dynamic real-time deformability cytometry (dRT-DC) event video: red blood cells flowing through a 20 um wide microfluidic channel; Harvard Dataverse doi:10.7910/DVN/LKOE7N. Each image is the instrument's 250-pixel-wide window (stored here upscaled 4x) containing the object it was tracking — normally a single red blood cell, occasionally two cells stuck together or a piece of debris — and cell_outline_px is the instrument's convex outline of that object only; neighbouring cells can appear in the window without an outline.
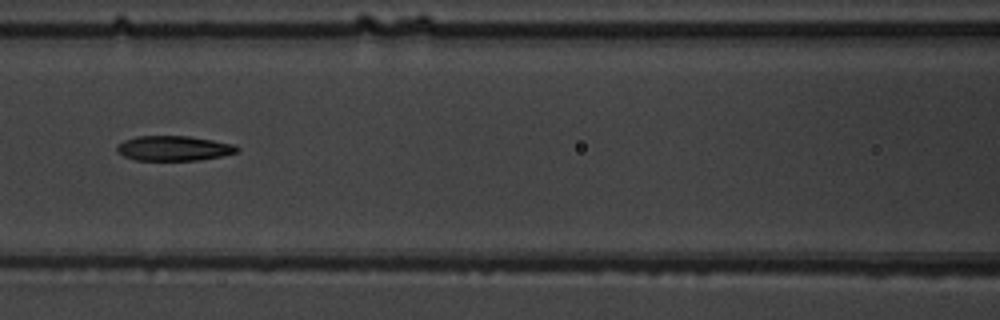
{"species": "common noctule bat (a hibernating species)", "species_latin": "Nyctalus noctula", "temperature_condition": "warm", "stored_images_in_passage": 4, "camera_frame_rate_fps": 3000, "um_per_image_px": 0.085, "animal": {"sex": "male", "body_mass_g": 19.5, "forearm_length_mm": 54.6}, "frame": {"image": 1, "passage_image": 4, "time_ms": 4.333, "image_size_px": [1000, 320], "cell_outline_px": [[240, 148], [236, 152], [220, 156], [196, 160], [136, 160], [124, 156], [116, 148], [116, 144], [124, 140], [136, 136], [188, 136], [212, 140], [232, 144]], "centroid_in_image_um": [14.73, 12.6], "position_along_channel_um": 151.9, "area_um2": 17.22}}